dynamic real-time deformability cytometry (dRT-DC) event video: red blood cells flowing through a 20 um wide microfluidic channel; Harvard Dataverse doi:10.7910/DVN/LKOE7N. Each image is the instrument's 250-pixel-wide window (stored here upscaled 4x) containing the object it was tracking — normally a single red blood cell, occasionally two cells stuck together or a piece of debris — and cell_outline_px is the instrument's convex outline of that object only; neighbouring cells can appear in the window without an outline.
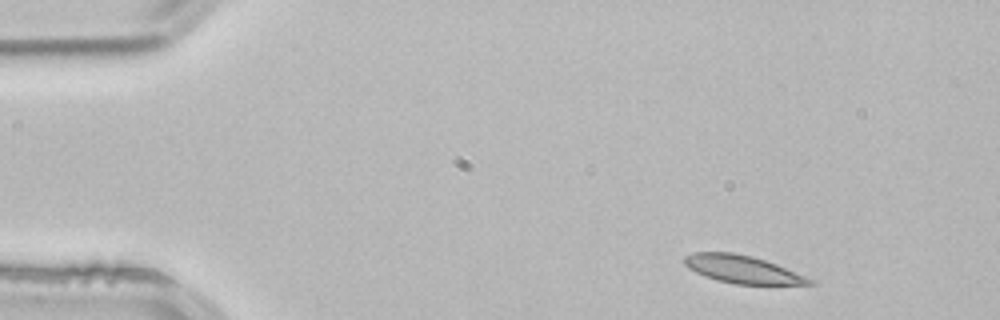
{"species": "common noctule bat (a hibernating species)", "species_latin": "Nyctalus noctula", "temperature_condition": "room temperature", "stored_images_in_passage": 3, "camera_frame_rate_fps": 3000, "um_per_image_px": 0.085, "animal": {"sex": "male", "body_mass_g": 21.5, "forearm_length_mm": 52.0}, "frame": {"image": 1, "passage_image": 1, "time_ms": 0.0, "image_size_px": [1000, 320], "cell_outline_px": [[816, 284], [736, 284], [716, 280], [704, 276], [688, 268], [684, 264], [684, 256], [692, 252], [732, 252], [752, 256], [776, 264], [816, 280]], "centroid_in_image_um": [63.09, 22.89], "position_along_channel_um": 21.9, "area_um2": 20.23}}
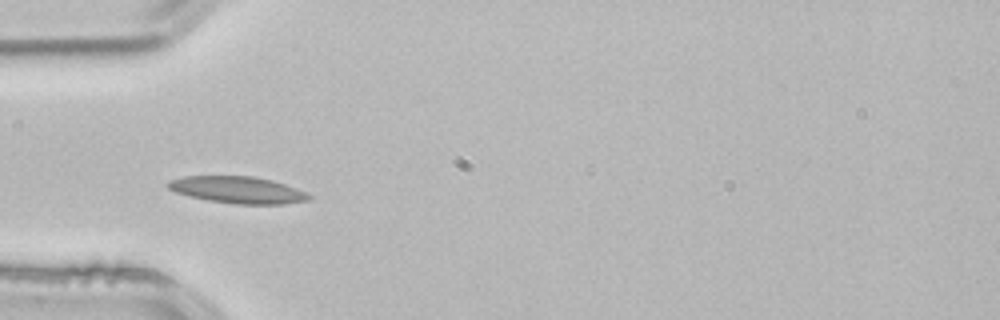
{"frame": {"image": 2, "passage_image": 3, "time_ms": 0.667, "image_size_px": [1000, 320], "cell_outline_px": [[312, 196], [308, 200], [284, 204], [236, 204], [208, 200], [188, 196], [176, 192], [168, 188], [164, 184], [168, 180], [184, 176], [252, 176], [272, 180], [296, 188]], "centroid_in_image_um": [20.15, 16.13], "position_along_channel_um": 64.8, "area_um2": 22.02}}